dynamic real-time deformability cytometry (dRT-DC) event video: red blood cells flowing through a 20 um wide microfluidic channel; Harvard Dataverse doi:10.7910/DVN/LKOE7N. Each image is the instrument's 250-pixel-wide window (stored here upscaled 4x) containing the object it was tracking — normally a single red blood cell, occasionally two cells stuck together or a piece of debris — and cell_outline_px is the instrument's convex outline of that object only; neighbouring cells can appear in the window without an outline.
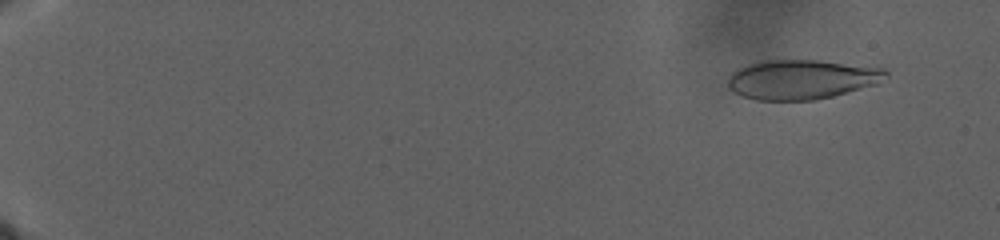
{"species": "human", "species_latin": "Homo sapiens", "temperature_condition": "warm", "stored_images_in_passage": 155, "camera_frame_rate_fps": 3000, "um_per_image_px": 0.085, "donor": {"sex": "male"}, "frame": {"image": 1, "passage_image": 3, "time_ms": 0.333, "image_size_px": [1000, 240], "cell_outline_px": [[888, 76], [876, 84], [832, 96], [812, 100], [756, 100], [732, 92], [728, 88], [728, 80], [732, 72], [756, 60], [820, 60], [884, 68], [888, 72]], "centroid_in_image_um": [68.12, 6.74], "position_along_channel_um": 16.9, "area_um2": 36.41}}
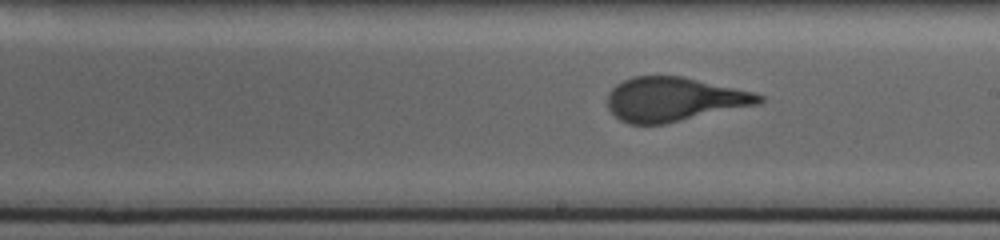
{"frame": {"image": 2, "passage_image": 84, "time_ms": 22.0, "image_size_px": [1000, 240], "cell_outline_px": [[764, 100], [760, 104], [664, 124], [628, 124], [620, 120], [608, 108], [608, 92], [616, 84], [632, 76], [680, 76], [756, 92], [764, 96]], "centroid_in_image_um": [57.3, 8.44], "position_along_channel_um": 231.7, "area_um2": 38.96}}
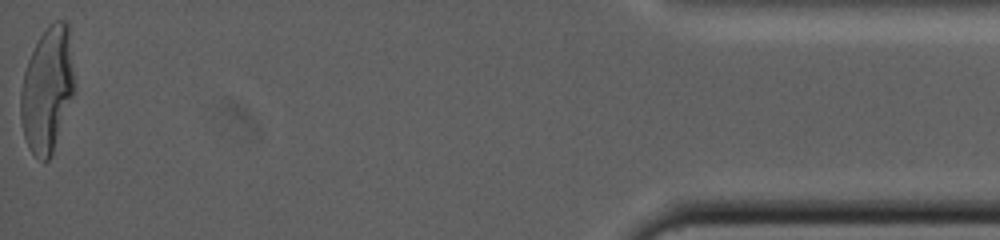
{"frame": {"image": 3, "passage_image": 154, "time_ms": 36.333, "image_size_px": [1000, 240], "cell_outline_px": [[76, 92], [52, 156], [44, 164], [32, 152], [24, 136], [20, 120], [20, 92], [24, 72], [28, 60], [40, 36], [56, 20], [64, 20], [68, 24]], "centroid_in_image_um": [4.04, 7.69], "position_along_channel_um": 431.2, "area_um2": 39.65}}